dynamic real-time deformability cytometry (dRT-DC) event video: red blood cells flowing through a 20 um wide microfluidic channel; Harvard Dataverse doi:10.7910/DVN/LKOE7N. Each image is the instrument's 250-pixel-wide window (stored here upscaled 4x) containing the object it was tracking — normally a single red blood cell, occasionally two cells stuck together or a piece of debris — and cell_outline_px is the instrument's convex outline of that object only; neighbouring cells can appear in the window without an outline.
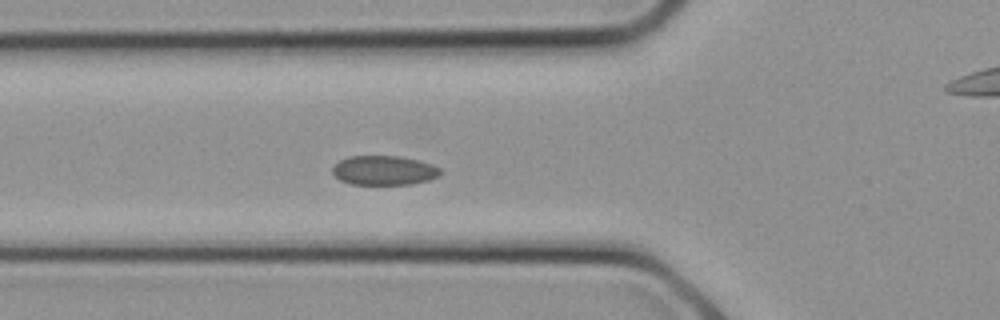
{"species": "common noctule bat (a hibernating species)", "species_latin": "Nyctalus noctula", "temperature_condition": "cold", "stored_images_in_passage": 26, "camera_frame_rate_fps": 3000, "um_per_image_px": 0.085, "animal": {"sex": "female", "body_mass_g": 21.9}, "frame": {"image": 1, "passage_image": 9, "time_ms": 2.667, "image_size_px": [1000, 320], "cell_outline_px": [[440, 176], [428, 180], [412, 184], [352, 184], [340, 180], [332, 172], [332, 168], [340, 160], [348, 156], [400, 156], [416, 160], [440, 168]], "centroid_in_image_um": [32.62, 14.48], "position_along_channel_um": 93.2, "area_um2": 18.26}}
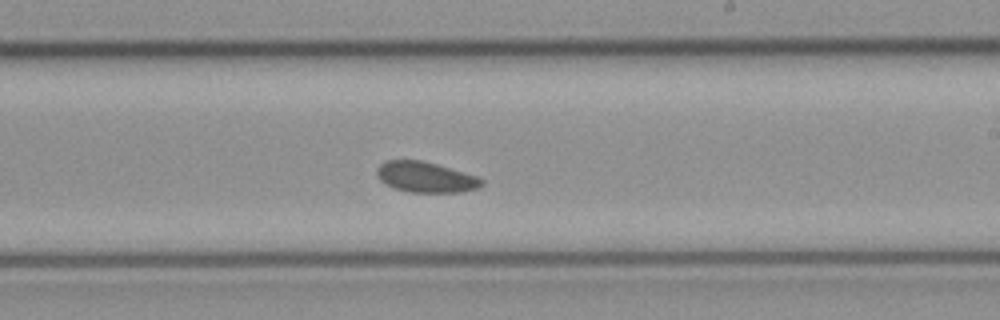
{"frame": {"image": 2, "passage_image": 15, "time_ms": 4.667, "image_size_px": [1000, 320], "cell_outline_px": [[484, 184], [476, 188], [460, 192], [412, 192], [392, 188], [384, 184], [376, 176], [376, 168], [384, 160], [420, 160], [436, 164], [476, 176], [484, 180]], "centroid_in_image_um": [36.12, 15.05], "position_along_channel_um": 252.9, "area_um2": 18.67}}
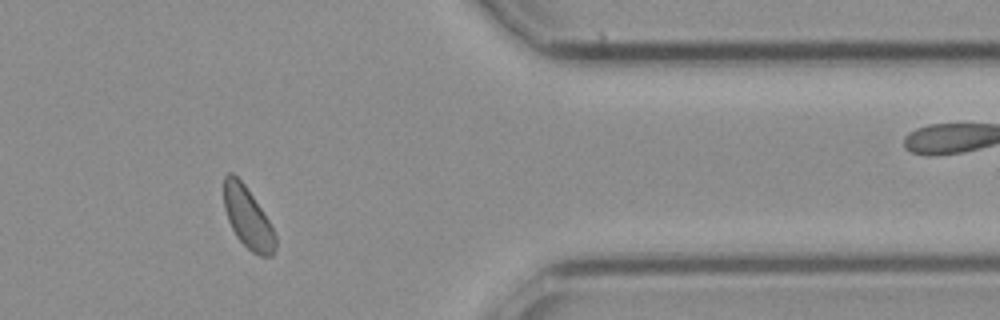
{"frame": {"image": 3, "passage_image": 21, "time_ms": 6.667, "image_size_px": [1000, 320], "cell_outline_px": [[276, 248], [272, 256], [260, 256], [252, 252], [236, 236], [228, 220], [224, 208], [224, 176], [228, 172], [232, 172], [244, 184], [268, 220], [276, 236]], "centroid_in_image_um": [21.05, 18.52], "position_along_channel_um": 390.3, "area_um2": 18.09}}